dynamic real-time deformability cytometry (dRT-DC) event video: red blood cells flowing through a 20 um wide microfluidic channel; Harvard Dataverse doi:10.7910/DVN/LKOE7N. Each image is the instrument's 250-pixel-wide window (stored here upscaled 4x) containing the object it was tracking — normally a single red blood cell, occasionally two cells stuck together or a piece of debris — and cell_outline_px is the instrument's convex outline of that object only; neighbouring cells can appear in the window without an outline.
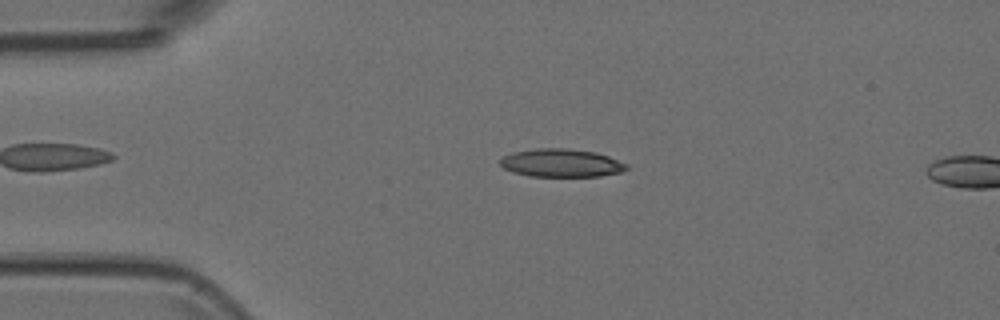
{"species": "Egyptian fruit bat (a non-hibernating species)", "species_latin": "Rousettus aegyptiacus", "temperature_condition": "room temperature", "stored_images_in_passage": 2, "camera_frame_rate_fps": 3000, "um_per_image_px": 0.085, "animal": {"sex": "female"}, "frame": {"image": 1, "passage_image": 1, "time_ms": 0.0, "image_size_px": [1000, 320], "cell_outline_px": [[628, 168], [620, 172], [600, 176], [528, 176], [512, 172], [504, 168], [500, 164], [500, 160], [504, 156], [512, 152], [536, 148], [568, 148], [596, 152], [608, 156], [628, 164]], "centroid_in_image_um": [47.7, 13.84], "position_along_channel_um": 37.3, "area_um2": 20.75}}